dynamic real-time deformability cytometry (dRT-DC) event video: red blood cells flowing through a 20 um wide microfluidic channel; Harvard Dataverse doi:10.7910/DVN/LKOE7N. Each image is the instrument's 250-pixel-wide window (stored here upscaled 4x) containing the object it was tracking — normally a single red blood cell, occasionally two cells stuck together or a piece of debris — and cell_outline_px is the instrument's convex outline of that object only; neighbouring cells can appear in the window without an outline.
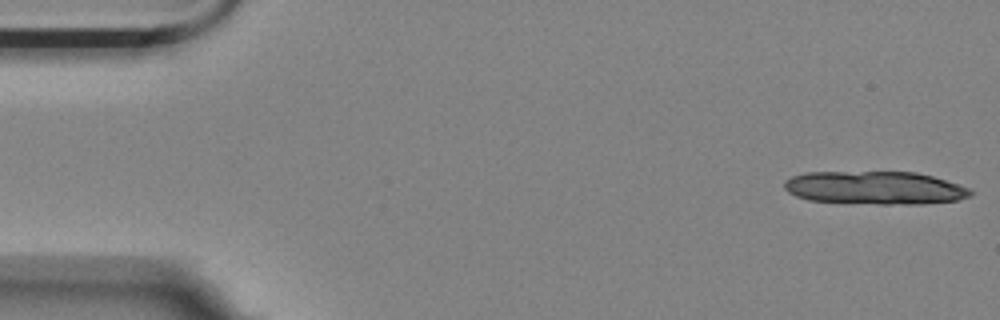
{"species": "Egyptian fruit bat (a non-hibernating species)", "species_latin": "Rousettus aegyptiacus", "temperature_condition": "room temperature", "stored_images_in_passage": 14, "camera_frame_rate_fps": 3000, "um_per_image_px": 0.085, "animal": {"sex": "female"}, "frame": {"image": 1, "passage_image": 1, "time_ms": 0.0, "image_size_px": [1000, 320], "cell_outline_px": [[972, 192], [968, 196], [956, 200], [920, 204], [880, 204], [808, 200], [796, 196], [788, 192], [784, 188], [784, 180], [792, 176], [804, 172], [916, 172], [932, 176], [968, 188]], "centroid_in_image_um": [74.3, 15.96], "position_along_channel_um": 10.7, "area_um2": 35.72}}